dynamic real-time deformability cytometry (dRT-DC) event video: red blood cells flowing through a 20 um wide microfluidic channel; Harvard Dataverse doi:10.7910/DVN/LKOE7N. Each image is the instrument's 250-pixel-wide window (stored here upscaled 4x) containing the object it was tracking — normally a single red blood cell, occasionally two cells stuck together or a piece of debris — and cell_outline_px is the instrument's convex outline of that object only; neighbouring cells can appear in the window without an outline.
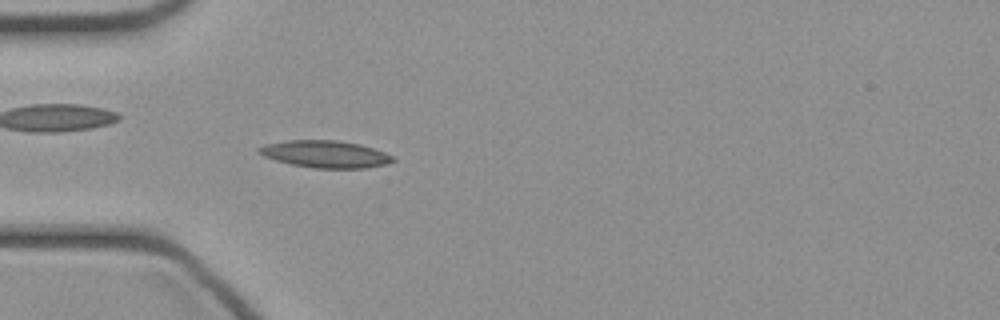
{"species": "common noctule bat (a hibernating species)", "species_latin": "Nyctalus noctula", "temperature_condition": "cold", "stored_images_in_passage": 47, "camera_frame_rate_fps": 3000, "um_per_image_px": 0.085, "animal": {"sex": "female", "body_mass_g": 21.9}, "frame": {"image": 1, "passage_image": 14, "time_ms": 4.333, "image_size_px": [1000, 320], "cell_outline_px": [[396, 160], [384, 164], [364, 168], [312, 168], [292, 164], [276, 160], [264, 156], [256, 152], [256, 148], [268, 144], [288, 140], [340, 140], [360, 144], [384, 152], [392, 156]], "centroid_in_image_um": [27.63, 13.09], "position_along_channel_um": 57.4, "area_um2": 21.04}}
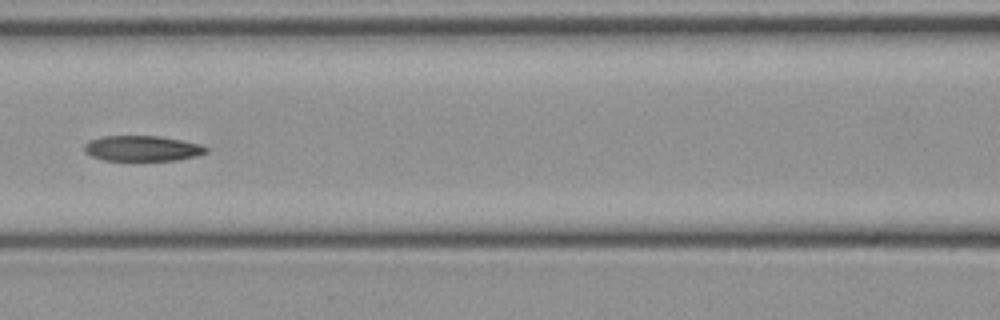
{"frame": {"image": 2, "passage_image": 21, "time_ms": 6.667, "image_size_px": [1000, 320], "cell_outline_px": [[208, 152], [196, 156], [176, 160], [104, 160], [92, 156], [84, 152], [84, 144], [88, 140], [104, 136], [160, 136], [200, 144], [208, 148]], "centroid_in_image_um": [12.07, 12.61], "position_along_channel_um": 154.5, "area_um2": 18.03}}
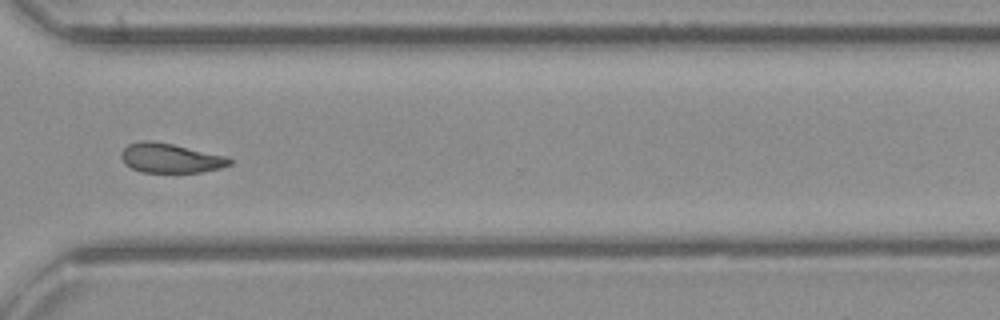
{"frame": {"image": 3, "passage_image": 35, "time_ms": 11.333, "image_size_px": [1000, 320], "cell_outline_px": [[232, 164], [220, 168], [200, 172], [140, 172], [124, 164], [120, 156], [120, 152], [128, 144], [140, 140], [152, 140], [172, 144], [228, 156], [232, 160]], "centroid_in_image_um": [14.46, 13.43], "position_along_channel_um": 356.1, "area_um2": 18.79}}